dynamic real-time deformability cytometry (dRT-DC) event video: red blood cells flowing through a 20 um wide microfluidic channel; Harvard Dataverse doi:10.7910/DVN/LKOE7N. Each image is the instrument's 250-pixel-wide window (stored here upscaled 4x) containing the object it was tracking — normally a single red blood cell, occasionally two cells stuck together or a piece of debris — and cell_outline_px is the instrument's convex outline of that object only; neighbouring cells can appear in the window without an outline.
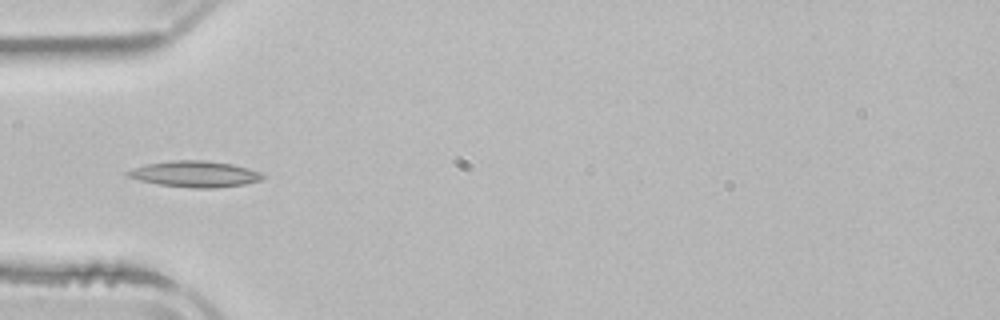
{"species": "common noctule bat (a hibernating species)", "species_latin": "Nyctalus noctula", "temperature_condition": "room temperature", "stored_images_in_passage": 3, "camera_frame_rate_fps": 3000, "um_per_image_px": 0.085, "animal": {"sex": "male", "body_mass_g": 21.5, "forearm_length_mm": 52.0}, "frame": {"image": 1, "passage_image": 3, "time_ms": 4.333, "image_size_px": [1000, 320], "cell_outline_px": [[268, 176], [260, 180], [244, 184], [216, 188], [192, 188], [160, 184], [140, 180], [128, 176], [124, 172], [132, 168], [144, 164], [172, 160], [204, 160], [232, 164], [248, 168], [260, 172]], "centroid_in_image_um": [16.58, 14.78], "position_along_channel_um": 68.4, "area_um2": 20.58}}